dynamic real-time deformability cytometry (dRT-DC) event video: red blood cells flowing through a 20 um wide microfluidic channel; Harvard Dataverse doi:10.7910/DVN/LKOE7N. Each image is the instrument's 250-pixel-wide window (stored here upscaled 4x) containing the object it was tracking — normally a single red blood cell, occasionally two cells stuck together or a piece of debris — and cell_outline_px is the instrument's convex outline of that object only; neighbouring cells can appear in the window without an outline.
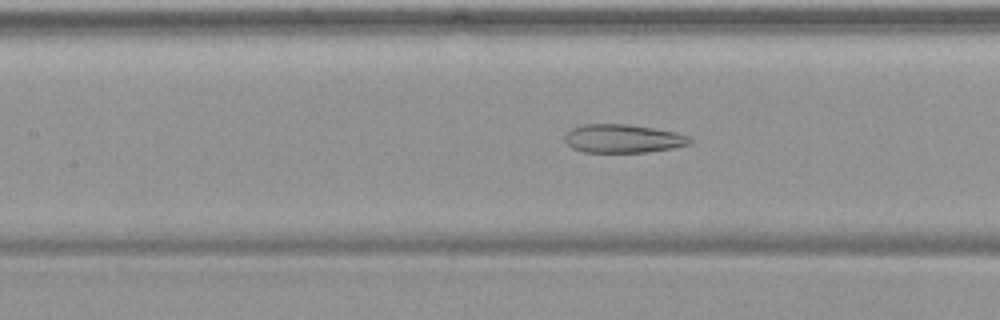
{"species": "common noctule bat (a hibernating species)", "species_latin": "Nyctalus noctula", "temperature_condition": "warm", "stored_images_in_passage": 54, "camera_frame_rate_fps": 3000, "um_per_image_px": 0.085, "animal": {"sex": "female", "body_mass_g": 19.9}, "frame": {"image": 1, "passage_image": 25, "time_ms": 8.0, "image_size_px": [1000, 320], "cell_outline_px": [[692, 144], [672, 148], [648, 152], [584, 152], [572, 148], [564, 140], [564, 136], [572, 128], [584, 124], [628, 124], [676, 132], [688, 136], [692, 140]], "centroid_in_image_um": [52.96, 11.78], "position_along_channel_um": 154.4, "area_um2": 20.75}}
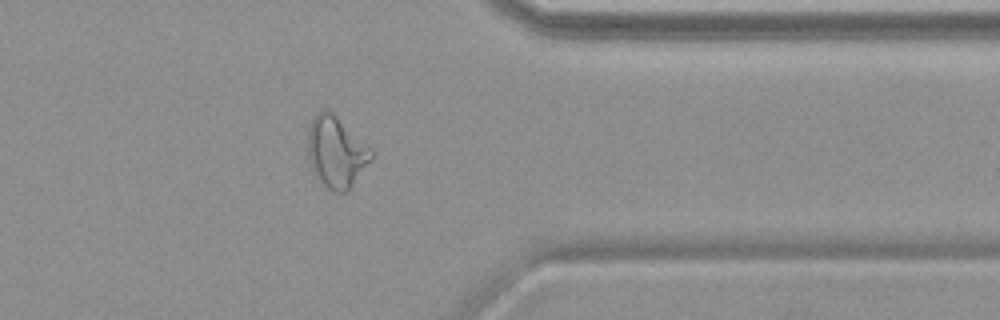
{"frame": {"image": 2, "passage_image": 44, "time_ms": 14.333, "image_size_px": [1000, 320], "cell_outline_px": [[376, 152], [372, 160], [352, 184], [344, 192], [336, 192], [328, 188], [312, 172], [308, 160], [308, 128], [312, 116], [320, 108], [328, 108], [372, 148]], "centroid_in_image_um": [28.57, 12.85], "position_along_channel_um": 382.8, "area_um2": 26.65}}
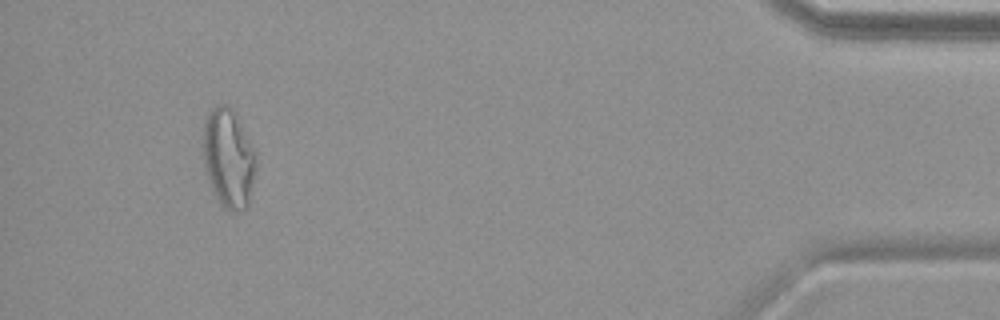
{"frame": {"image": 3, "passage_image": 51, "time_ms": 16.667, "image_size_px": [1000, 320], "cell_outline_px": [[256, 168], [248, 208], [236, 212], [228, 212], [220, 204], [208, 180], [204, 164], [204, 116], [216, 104], [228, 104], [236, 112], [256, 152]], "centroid_in_image_um": [19.44, 13.43], "position_along_channel_um": 415.8, "area_um2": 31.1}, "authors_computed_cell_mechanics": {"area_um2": 27.3683, "velocity_mm_per_s": 3.7422, "shape_relaxation_time_tau1_ms": null, "shape_relaxation_time_tau2_ms": 2.0447, "deformation_change_tau1": null, "deformation_change_tau2": 0.1221}}